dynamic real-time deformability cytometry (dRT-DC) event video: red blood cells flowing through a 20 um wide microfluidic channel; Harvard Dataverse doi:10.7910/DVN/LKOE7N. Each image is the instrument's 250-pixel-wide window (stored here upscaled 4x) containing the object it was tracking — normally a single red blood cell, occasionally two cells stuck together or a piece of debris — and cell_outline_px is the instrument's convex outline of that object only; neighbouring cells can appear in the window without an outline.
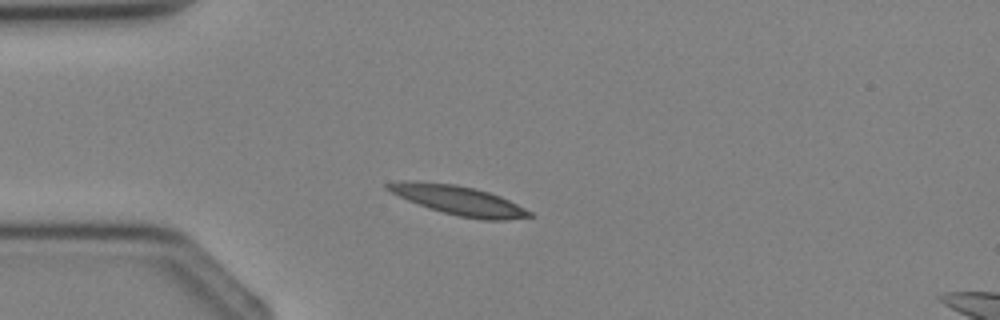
{"species": "Egyptian fruit bat (a non-hibernating species)", "species_latin": "Rousettus aegyptiacus", "temperature_condition": "cold", "stored_images_in_passage": 1, "camera_frame_rate_fps": 3000, "um_per_image_px": 0.085, "animal": {"sex": "female"}, "frame": {"image": 1, "passage_image": 1, "time_ms": 0.0, "image_size_px": [1000, 320], "cell_outline_px": [[536, 216], [504, 220], [484, 220], [460, 216], [428, 208], [408, 200], [384, 188], [384, 184], [404, 180], [408, 180], [456, 184], [476, 188], [500, 196], [532, 212]], "centroid_in_image_um": [38.98, 17.02], "position_along_channel_um": 46.0, "area_um2": 23.99}}